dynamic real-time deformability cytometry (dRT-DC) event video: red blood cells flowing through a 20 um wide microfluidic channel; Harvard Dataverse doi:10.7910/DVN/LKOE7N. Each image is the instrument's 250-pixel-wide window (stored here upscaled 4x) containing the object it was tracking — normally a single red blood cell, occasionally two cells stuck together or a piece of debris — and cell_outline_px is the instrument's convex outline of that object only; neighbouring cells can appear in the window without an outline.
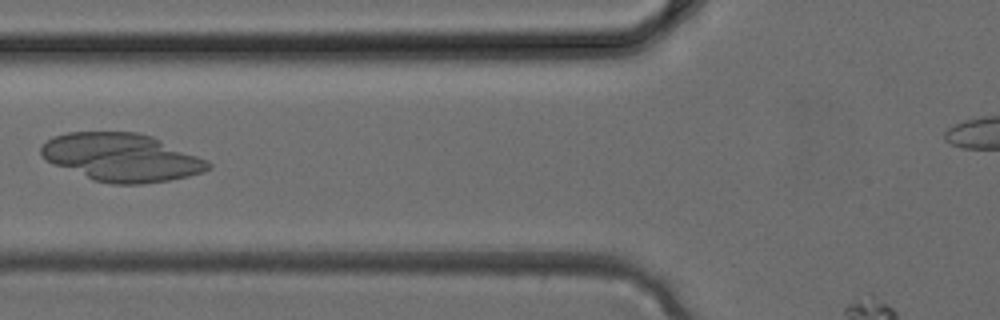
{"species": "common noctule bat (a hibernating species)", "species_latin": "Nyctalus noctula", "temperature_condition": "cold", "stored_images_in_passage": 4, "camera_frame_rate_fps": 3000, "um_per_image_px": 0.085, "animal": {"sex": "female", "body_mass_g": 24.6, "forearm_length_mm": 56.2}, "frame": {"image": 1, "passage_image": 4, "time_ms": 1.0, "image_size_px": [1000, 320], "cell_outline_px": [[212, 168], [204, 172], [188, 176], [168, 180], [140, 184], [112, 184], [92, 180], [52, 164], [44, 160], [40, 152], [40, 148], [52, 136], [68, 132], [136, 132], [152, 136], [208, 160], [212, 164]], "centroid_in_image_um": [10.32, 13.38], "position_along_channel_um": 115.5, "area_um2": 46.88}}